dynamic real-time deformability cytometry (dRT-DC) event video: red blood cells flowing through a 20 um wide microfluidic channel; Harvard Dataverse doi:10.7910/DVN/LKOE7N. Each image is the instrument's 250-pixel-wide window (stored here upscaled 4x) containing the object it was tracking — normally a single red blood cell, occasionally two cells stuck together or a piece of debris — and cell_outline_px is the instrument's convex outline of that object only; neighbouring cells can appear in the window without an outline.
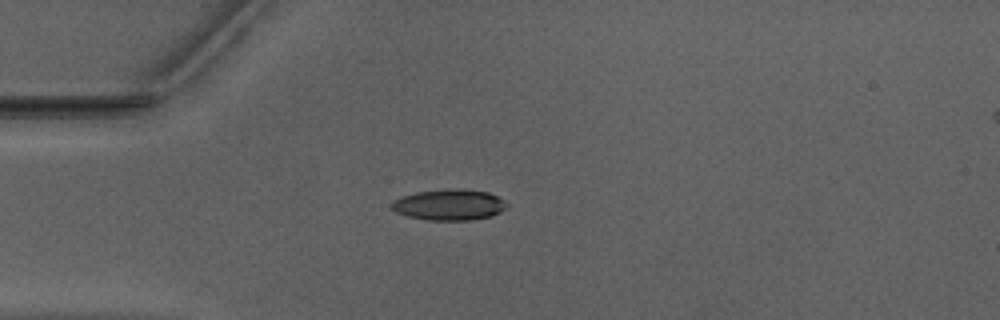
{"species": "Egyptian fruit bat (a non-hibernating species)", "species_latin": "Rousettus aegyptiacus", "temperature_condition": "warm", "stored_images_in_passage": 39, "camera_frame_rate_fps": 3000, "um_per_image_px": 0.085, "animal": {"sex": "male"}, "frame": {"image": 1, "passage_image": 1, "time_ms": 0.0, "image_size_px": [1000, 320], "cell_outline_px": [[508, 204], [500, 212], [492, 216], [472, 220], [428, 220], [408, 216], [396, 212], [392, 208], [392, 200], [400, 196], [416, 192], [456, 188], [488, 192], [504, 200]], "centroid_in_image_um": [38.17, 17.4], "position_along_channel_um": 46.8, "area_um2": 20.75}}
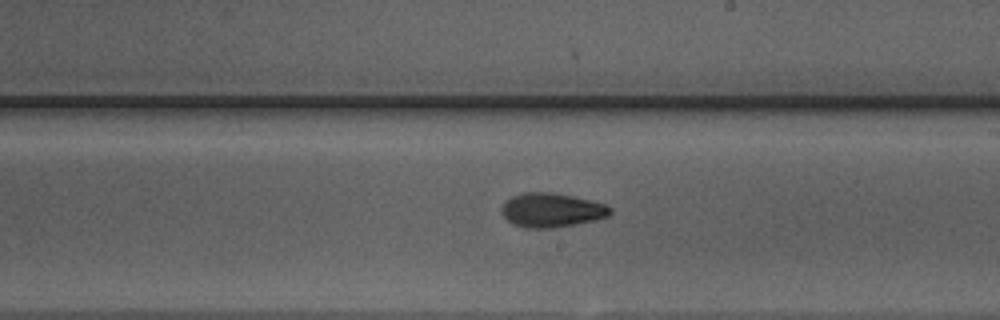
{"frame": {"image": 2, "passage_image": 17, "time_ms": 5.333, "image_size_px": [1000, 320], "cell_outline_px": [[612, 212], [608, 216], [576, 224], [552, 228], [524, 228], [512, 224], [500, 212], [500, 208], [504, 200], [512, 196], [524, 192], [548, 192], [572, 196], [604, 204], [612, 208]], "centroid_in_image_um": [46.82, 17.86], "position_along_channel_um": 242.2, "area_um2": 21.62}}
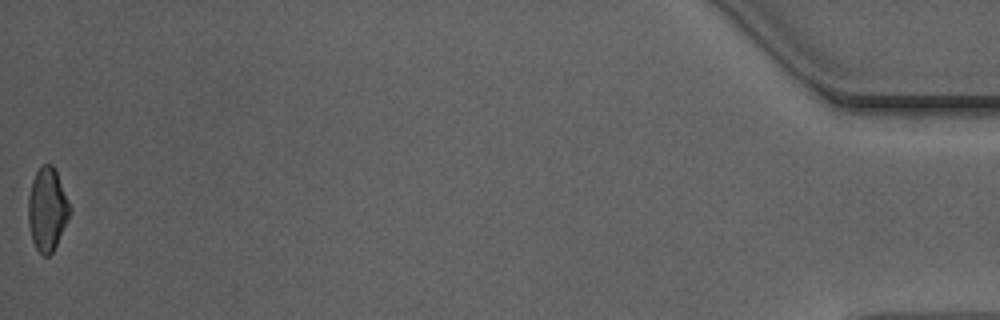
{"frame": {"image": 3, "passage_image": 39, "time_ms": 12.667, "image_size_px": [1000, 320], "cell_outline_px": [[72, 212], [52, 252], [48, 256], [44, 256], [36, 248], [32, 240], [28, 224], [28, 196], [32, 180], [36, 172], [44, 164], [52, 164], [56, 172], [72, 208]], "centroid_in_image_um": [4.02, 17.8], "position_along_channel_um": 431.2, "area_um2": 20.06}, "authors_computed_cell_mechanics": {"area_um2": 20.8658, "velocity_mm_per_s": 3.9764, "shape_relaxation_time_tau1_ms": 6.0275, "shape_relaxation_time_tau2_ms": 3.3926, "deformation_change_tau1": 0.1689, "deformation_change_tau2": 0.0939}}